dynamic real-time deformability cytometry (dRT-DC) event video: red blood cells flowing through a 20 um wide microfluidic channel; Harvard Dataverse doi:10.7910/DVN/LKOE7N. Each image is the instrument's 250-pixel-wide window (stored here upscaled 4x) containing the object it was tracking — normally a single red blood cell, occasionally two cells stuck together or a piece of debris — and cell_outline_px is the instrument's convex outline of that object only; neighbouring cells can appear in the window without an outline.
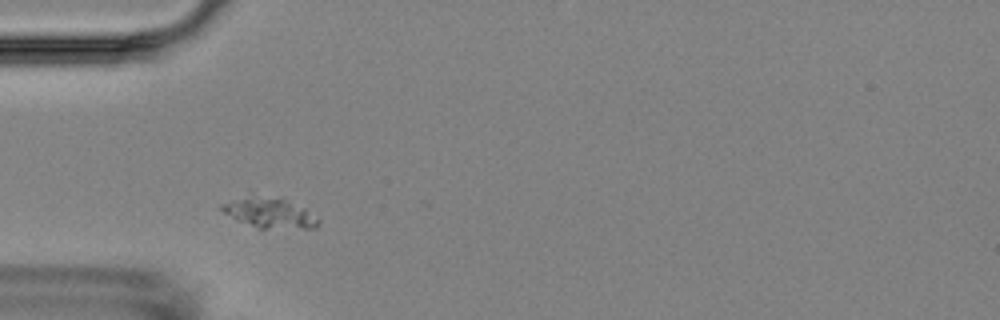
{"species": "Egyptian fruit bat (a non-hibernating species)", "species_latin": "Rousettus aegyptiacus", "temperature_condition": "room temperature", "stored_images_in_passage": 2, "camera_frame_rate_fps": 3000, "um_per_image_px": 0.085, "animal": {"sex": "female"}, "frame": {"image": 1, "passage_image": 1, "time_ms": 0.0, "image_size_px": [1000, 320], "cell_outline_px": [[320, 220], [316, 228], [260, 228], [236, 220], [224, 212], [220, 208], [220, 204], [232, 200], [280, 196], [304, 208]], "centroid_in_image_um": [22.96, 18.12], "position_along_channel_um": 62.0, "area_um2": 16.42}}